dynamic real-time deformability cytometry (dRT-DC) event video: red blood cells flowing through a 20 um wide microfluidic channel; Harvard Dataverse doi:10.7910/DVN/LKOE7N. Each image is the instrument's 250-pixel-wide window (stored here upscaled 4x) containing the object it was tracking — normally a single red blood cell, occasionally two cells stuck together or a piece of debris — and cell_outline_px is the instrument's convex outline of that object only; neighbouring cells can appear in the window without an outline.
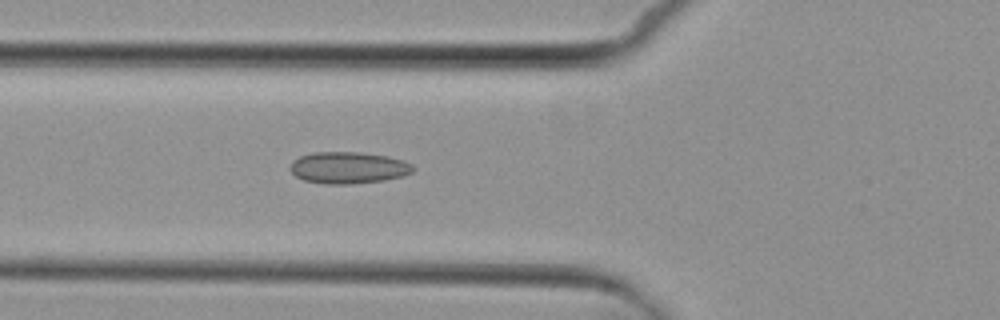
{"species": "common noctule bat (a hibernating species)", "species_latin": "Nyctalus noctula", "temperature_condition": "cold", "stored_images_in_passage": 4, "camera_frame_rate_fps": 3000, "um_per_image_px": 0.085, "animal": {"sex": "female", "body_mass_g": 29.2, "forearm_length_mm": 56.3}, "frame": {"image": 1, "passage_image": 4, "time_ms": 3.333, "image_size_px": [1000, 320], "cell_outline_px": [[416, 168], [412, 172], [404, 176], [384, 180], [352, 184], [324, 184], [304, 180], [296, 176], [288, 168], [292, 160], [300, 156], [316, 152], [360, 152], [388, 156], [412, 164]], "centroid_in_image_um": [29.6, 14.26], "position_along_channel_um": 96.2, "area_um2": 22.83}}